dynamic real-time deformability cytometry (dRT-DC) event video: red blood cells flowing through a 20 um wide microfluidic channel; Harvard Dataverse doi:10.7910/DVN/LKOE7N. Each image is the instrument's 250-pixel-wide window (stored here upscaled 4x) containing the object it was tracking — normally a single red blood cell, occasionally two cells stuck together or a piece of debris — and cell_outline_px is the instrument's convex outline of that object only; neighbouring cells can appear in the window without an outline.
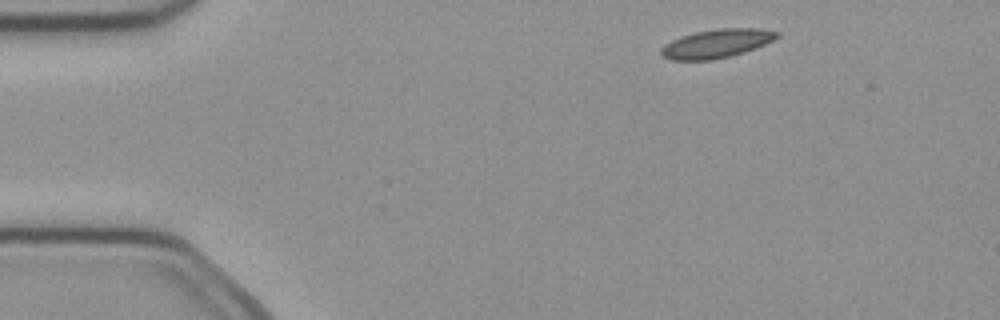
{"species": "common noctule bat (a hibernating species)", "species_latin": "Nyctalus noctula", "temperature_condition": "cold", "stored_images_in_passage": 3, "camera_frame_rate_fps": 3000, "um_per_image_px": 0.085, "animal": {"sex": "female", "body_mass_g": 21.9}, "frame": {"image": 1, "passage_image": 1, "time_ms": 0.0, "image_size_px": [1000, 320], "cell_outline_px": [[780, 36], [764, 44], [744, 52], [732, 56], [712, 60], [668, 60], [660, 56], [660, 48], [664, 44], [680, 36], [696, 32], [720, 28], [760, 28], [780, 32]], "centroid_in_image_um": [60.87, 3.71], "position_along_channel_um": 24.1, "area_um2": 19.54}}